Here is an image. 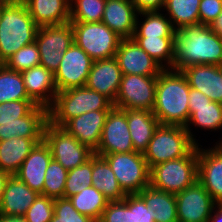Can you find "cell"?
Wrapping results in <instances>:
<instances>
[{
    "instance_id": "1",
    "label": "cell",
    "mask_w": 222,
    "mask_h": 222,
    "mask_svg": "<svg viewBox=\"0 0 222 222\" xmlns=\"http://www.w3.org/2000/svg\"><path fill=\"white\" fill-rule=\"evenodd\" d=\"M174 61L172 69L196 64L222 66V37L209 25H189L175 30Z\"/></svg>"
},
{
    "instance_id": "2",
    "label": "cell",
    "mask_w": 222,
    "mask_h": 222,
    "mask_svg": "<svg viewBox=\"0 0 222 222\" xmlns=\"http://www.w3.org/2000/svg\"><path fill=\"white\" fill-rule=\"evenodd\" d=\"M170 70L158 75L152 111L160 124L185 127L190 118V86L181 71Z\"/></svg>"
},
{
    "instance_id": "3",
    "label": "cell",
    "mask_w": 222,
    "mask_h": 222,
    "mask_svg": "<svg viewBox=\"0 0 222 222\" xmlns=\"http://www.w3.org/2000/svg\"><path fill=\"white\" fill-rule=\"evenodd\" d=\"M39 26L21 0H10L0 16V59L5 62L23 46L35 42Z\"/></svg>"
},
{
    "instance_id": "4",
    "label": "cell",
    "mask_w": 222,
    "mask_h": 222,
    "mask_svg": "<svg viewBox=\"0 0 222 222\" xmlns=\"http://www.w3.org/2000/svg\"><path fill=\"white\" fill-rule=\"evenodd\" d=\"M113 102L86 86L57 92L48 108V121L63 127L70 119L93 110H110Z\"/></svg>"
},
{
    "instance_id": "5",
    "label": "cell",
    "mask_w": 222,
    "mask_h": 222,
    "mask_svg": "<svg viewBox=\"0 0 222 222\" xmlns=\"http://www.w3.org/2000/svg\"><path fill=\"white\" fill-rule=\"evenodd\" d=\"M197 146L185 127L159 124L143 156L150 169L156 164L188 156Z\"/></svg>"
},
{
    "instance_id": "6",
    "label": "cell",
    "mask_w": 222,
    "mask_h": 222,
    "mask_svg": "<svg viewBox=\"0 0 222 222\" xmlns=\"http://www.w3.org/2000/svg\"><path fill=\"white\" fill-rule=\"evenodd\" d=\"M197 180L198 146L188 156L162 162L150 168L149 185L174 195Z\"/></svg>"
},
{
    "instance_id": "7",
    "label": "cell",
    "mask_w": 222,
    "mask_h": 222,
    "mask_svg": "<svg viewBox=\"0 0 222 222\" xmlns=\"http://www.w3.org/2000/svg\"><path fill=\"white\" fill-rule=\"evenodd\" d=\"M111 167L119 186L127 194H138L149 186L150 169L140 152L96 154Z\"/></svg>"
},
{
    "instance_id": "8",
    "label": "cell",
    "mask_w": 222,
    "mask_h": 222,
    "mask_svg": "<svg viewBox=\"0 0 222 222\" xmlns=\"http://www.w3.org/2000/svg\"><path fill=\"white\" fill-rule=\"evenodd\" d=\"M73 42L83 49L93 61L115 57L121 37L102 21L71 23Z\"/></svg>"
},
{
    "instance_id": "9",
    "label": "cell",
    "mask_w": 222,
    "mask_h": 222,
    "mask_svg": "<svg viewBox=\"0 0 222 222\" xmlns=\"http://www.w3.org/2000/svg\"><path fill=\"white\" fill-rule=\"evenodd\" d=\"M43 140L49 146L52 158L68 171L83 165L94 155L93 150L81 144L66 129L49 121L44 127Z\"/></svg>"
},
{
    "instance_id": "10",
    "label": "cell",
    "mask_w": 222,
    "mask_h": 222,
    "mask_svg": "<svg viewBox=\"0 0 222 222\" xmlns=\"http://www.w3.org/2000/svg\"><path fill=\"white\" fill-rule=\"evenodd\" d=\"M35 43L39 49L40 65L55 74L59 69L63 53L73 43L71 22L61 25L40 26Z\"/></svg>"
},
{
    "instance_id": "11",
    "label": "cell",
    "mask_w": 222,
    "mask_h": 222,
    "mask_svg": "<svg viewBox=\"0 0 222 222\" xmlns=\"http://www.w3.org/2000/svg\"><path fill=\"white\" fill-rule=\"evenodd\" d=\"M158 76L123 75L113 106L122 110H153Z\"/></svg>"
},
{
    "instance_id": "12",
    "label": "cell",
    "mask_w": 222,
    "mask_h": 222,
    "mask_svg": "<svg viewBox=\"0 0 222 222\" xmlns=\"http://www.w3.org/2000/svg\"><path fill=\"white\" fill-rule=\"evenodd\" d=\"M92 64V58L73 42L63 53L59 69L54 74L57 92L84 87Z\"/></svg>"
},
{
    "instance_id": "13",
    "label": "cell",
    "mask_w": 222,
    "mask_h": 222,
    "mask_svg": "<svg viewBox=\"0 0 222 222\" xmlns=\"http://www.w3.org/2000/svg\"><path fill=\"white\" fill-rule=\"evenodd\" d=\"M134 152L127 123L126 110L112 107L108 112L99 146L94 154Z\"/></svg>"
},
{
    "instance_id": "14",
    "label": "cell",
    "mask_w": 222,
    "mask_h": 222,
    "mask_svg": "<svg viewBox=\"0 0 222 222\" xmlns=\"http://www.w3.org/2000/svg\"><path fill=\"white\" fill-rule=\"evenodd\" d=\"M175 198L178 222H208L217 204L198 180Z\"/></svg>"
},
{
    "instance_id": "15",
    "label": "cell",
    "mask_w": 222,
    "mask_h": 222,
    "mask_svg": "<svg viewBox=\"0 0 222 222\" xmlns=\"http://www.w3.org/2000/svg\"><path fill=\"white\" fill-rule=\"evenodd\" d=\"M115 58L123 75L158 76L164 70L133 38L121 39Z\"/></svg>"
},
{
    "instance_id": "16",
    "label": "cell",
    "mask_w": 222,
    "mask_h": 222,
    "mask_svg": "<svg viewBox=\"0 0 222 222\" xmlns=\"http://www.w3.org/2000/svg\"><path fill=\"white\" fill-rule=\"evenodd\" d=\"M198 181L217 204H222V147L208 150L198 145Z\"/></svg>"
},
{
    "instance_id": "17",
    "label": "cell",
    "mask_w": 222,
    "mask_h": 222,
    "mask_svg": "<svg viewBox=\"0 0 222 222\" xmlns=\"http://www.w3.org/2000/svg\"><path fill=\"white\" fill-rule=\"evenodd\" d=\"M188 96L190 118L185 128L196 143L194 135L191 134V129H189V123L207 130L222 128V104L211 101L205 94L193 88H190Z\"/></svg>"
},
{
    "instance_id": "18",
    "label": "cell",
    "mask_w": 222,
    "mask_h": 222,
    "mask_svg": "<svg viewBox=\"0 0 222 222\" xmlns=\"http://www.w3.org/2000/svg\"><path fill=\"white\" fill-rule=\"evenodd\" d=\"M122 76L123 74L115 57L93 61L85 86L105 95L114 102Z\"/></svg>"
},
{
    "instance_id": "19",
    "label": "cell",
    "mask_w": 222,
    "mask_h": 222,
    "mask_svg": "<svg viewBox=\"0 0 222 222\" xmlns=\"http://www.w3.org/2000/svg\"><path fill=\"white\" fill-rule=\"evenodd\" d=\"M51 159L52 155L50 148L45 141L42 140L31 150L15 176L33 191L42 194L46 169Z\"/></svg>"
},
{
    "instance_id": "20",
    "label": "cell",
    "mask_w": 222,
    "mask_h": 222,
    "mask_svg": "<svg viewBox=\"0 0 222 222\" xmlns=\"http://www.w3.org/2000/svg\"><path fill=\"white\" fill-rule=\"evenodd\" d=\"M190 88L205 94L211 101L222 104V66L196 64L181 70Z\"/></svg>"
},
{
    "instance_id": "21",
    "label": "cell",
    "mask_w": 222,
    "mask_h": 222,
    "mask_svg": "<svg viewBox=\"0 0 222 222\" xmlns=\"http://www.w3.org/2000/svg\"><path fill=\"white\" fill-rule=\"evenodd\" d=\"M110 110H93L70 119L63 128L72 134L81 144L94 152L97 150L104 127L105 119Z\"/></svg>"
},
{
    "instance_id": "22",
    "label": "cell",
    "mask_w": 222,
    "mask_h": 222,
    "mask_svg": "<svg viewBox=\"0 0 222 222\" xmlns=\"http://www.w3.org/2000/svg\"><path fill=\"white\" fill-rule=\"evenodd\" d=\"M21 74L28 97L36 105L48 109L53 104L57 94L54 74L42 65L32 67L21 72Z\"/></svg>"
},
{
    "instance_id": "23",
    "label": "cell",
    "mask_w": 222,
    "mask_h": 222,
    "mask_svg": "<svg viewBox=\"0 0 222 222\" xmlns=\"http://www.w3.org/2000/svg\"><path fill=\"white\" fill-rule=\"evenodd\" d=\"M137 14L130 0H106L102 22L122 39L132 38Z\"/></svg>"
},
{
    "instance_id": "24",
    "label": "cell",
    "mask_w": 222,
    "mask_h": 222,
    "mask_svg": "<svg viewBox=\"0 0 222 222\" xmlns=\"http://www.w3.org/2000/svg\"><path fill=\"white\" fill-rule=\"evenodd\" d=\"M48 122V109L36 105L26 116L16 123L0 124V141L13 137L43 138L44 127Z\"/></svg>"
},
{
    "instance_id": "25",
    "label": "cell",
    "mask_w": 222,
    "mask_h": 222,
    "mask_svg": "<svg viewBox=\"0 0 222 222\" xmlns=\"http://www.w3.org/2000/svg\"><path fill=\"white\" fill-rule=\"evenodd\" d=\"M38 195L15 175L9 176L0 202V214L24 216Z\"/></svg>"
},
{
    "instance_id": "26",
    "label": "cell",
    "mask_w": 222,
    "mask_h": 222,
    "mask_svg": "<svg viewBox=\"0 0 222 222\" xmlns=\"http://www.w3.org/2000/svg\"><path fill=\"white\" fill-rule=\"evenodd\" d=\"M34 22L40 26L70 22V0H21Z\"/></svg>"
},
{
    "instance_id": "27",
    "label": "cell",
    "mask_w": 222,
    "mask_h": 222,
    "mask_svg": "<svg viewBox=\"0 0 222 222\" xmlns=\"http://www.w3.org/2000/svg\"><path fill=\"white\" fill-rule=\"evenodd\" d=\"M43 138L13 137L0 141V170L15 175L31 150Z\"/></svg>"
},
{
    "instance_id": "28",
    "label": "cell",
    "mask_w": 222,
    "mask_h": 222,
    "mask_svg": "<svg viewBox=\"0 0 222 222\" xmlns=\"http://www.w3.org/2000/svg\"><path fill=\"white\" fill-rule=\"evenodd\" d=\"M126 116L134 151L144 153L160 123L149 110L127 109Z\"/></svg>"
},
{
    "instance_id": "29",
    "label": "cell",
    "mask_w": 222,
    "mask_h": 222,
    "mask_svg": "<svg viewBox=\"0 0 222 222\" xmlns=\"http://www.w3.org/2000/svg\"><path fill=\"white\" fill-rule=\"evenodd\" d=\"M91 179L93 186L109 201H121L126 197L114 172L102 156L96 154L92 156Z\"/></svg>"
},
{
    "instance_id": "30",
    "label": "cell",
    "mask_w": 222,
    "mask_h": 222,
    "mask_svg": "<svg viewBox=\"0 0 222 222\" xmlns=\"http://www.w3.org/2000/svg\"><path fill=\"white\" fill-rule=\"evenodd\" d=\"M146 205L154 211L155 222H178L177 203L174 194L147 186L138 193Z\"/></svg>"
},
{
    "instance_id": "31",
    "label": "cell",
    "mask_w": 222,
    "mask_h": 222,
    "mask_svg": "<svg viewBox=\"0 0 222 222\" xmlns=\"http://www.w3.org/2000/svg\"><path fill=\"white\" fill-rule=\"evenodd\" d=\"M68 198L79 213L88 216L95 222L101 219L103 210L109 203L104 194L94 186H88L83 191Z\"/></svg>"
},
{
    "instance_id": "32",
    "label": "cell",
    "mask_w": 222,
    "mask_h": 222,
    "mask_svg": "<svg viewBox=\"0 0 222 222\" xmlns=\"http://www.w3.org/2000/svg\"><path fill=\"white\" fill-rule=\"evenodd\" d=\"M163 69H172L175 37H132ZM168 65L162 64V61ZM166 65V67H165Z\"/></svg>"
},
{
    "instance_id": "33",
    "label": "cell",
    "mask_w": 222,
    "mask_h": 222,
    "mask_svg": "<svg viewBox=\"0 0 222 222\" xmlns=\"http://www.w3.org/2000/svg\"><path fill=\"white\" fill-rule=\"evenodd\" d=\"M201 0H166L164 9L175 30L184 26L199 24V5ZM173 20V22H172Z\"/></svg>"
},
{
    "instance_id": "34",
    "label": "cell",
    "mask_w": 222,
    "mask_h": 222,
    "mask_svg": "<svg viewBox=\"0 0 222 222\" xmlns=\"http://www.w3.org/2000/svg\"><path fill=\"white\" fill-rule=\"evenodd\" d=\"M146 17L142 24L136 20L133 37H175L174 25L169 18L163 16L159 11L141 12L138 15ZM141 25V26H138Z\"/></svg>"
},
{
    "instance_id": "35",
    "label": "cell",
    "mask_w": 222,
    "mask_h": 222,
    "mask_svg": "<svg viewBox=\"0 0 222 222\" xmlns=\"http://www.w3.org/2000/svg\"><path fill=\"white\" fill-rule=\"evenodd\" d=\"M23 99L30 98L22 74L3 65L0 68V103Z\"/></svg>"
},
{
    "instance_id": "36",
    "label": "cell",
    "mask_w": 222,
    "mask_h": 222,
    "mask_svg": "<svg viewBox=\"0 0 222 222\" xmlns=\"http://www.w3.org/2000/svg\"><path fill=\"white\" fill-rule=\"evenodd\" d=\"M73 1L74 6L72 5ZM105 5L106 0H70V22H101Z\"/></svg>"
},
{
    "instance_id": "37",
    "label": "cell",
    "mask_w": 222,
    "mask_h": 222,
    "mask_svg": "<svg viewBox=\"0 0 222 222\" xmlns=\"http://www.w3.org/2000/svg\"><path fill=\"white\" fill-rule=\"evenodd\" d=\"M67 176L68 170L52 158L46 169L42 195L53 199L64 197Z\"/></svg>"
},
{
    "instance_id": "38",
    "label": "cell",
    "mask_w": 222,
    "mask_h": 222,
    "mask_svg": "<svg viewBox=\"0 0 222 222\" xmlns=\"http://www.w3.org/2000/svg\"><path fill=\"white\" fill-rule=\"evenodd\" d=\"M91 174L92 157L83 165L69 170L64 188V198L76 195L88 186H93Z\"/></svg>"
},
{
    "instance_id": "39",
    "label": "cell",
    "mask_w": 222,
    "mask_h": 222,
    "mask_svg": "<svg viewBox=\"0 0 222 222\" xmlns=\"http://www.w3.org/2000/svg\"><path fill=\"white\" fill-rule=\"evenodd\" d=\"M4 65L14 71L23 72L32 67L40 65V54L35 42L23 46L16 53L12 54Z\"/></svg>"
},
{
    "instance_id": "40",
    "label": "cell",
    "mask_w": 222,
    "mask_h": 222,
    "mask_svg": "<svg viewBox=\"0 0 222 222\" xmlns=\"http://www.w3.org/2000/svg\"><path fill=\"white\" fill-rule=\"evenodd\" d=\"M36 104L31 99L0 103V124L16 123L26 116Z\"/></svg>"
},
{
    "instance_id": "41",
    "label": "cell",
    "mask_w": 222,
    "mask_h": 222,
    "mask_svg": "<svg viewBox=\"0 0 222 222\" xmlns=\"http://www.w3.org/2000/svg\"><path fill=\"white\" fill-rule=\"evenodd\" d=\"M50 222H95L93 219L79 213L69 198L54 199V214Z\"/></svg>"
},
{
    "instance_id": "42",
    "label": "cell",
    "mask_w": 222,
    "mask_h": 222,
    "mask_svg": "<svg viewBox=\"0 0 222 222\" xmlns=\"http://www.w3.org/2000/svg\"><path fill=\"white\" fill-rule=\"evenodd\" d=\"M54 214V199L39 194L24 215L27 222H50Z\"/></svg>"
},
{
    "instance_id": "43",
    "label": "cell",
    "mask_w": 222,
    "mask_h": 222,
    "mask_svg": "<svg viewBox=\"0 0 222 222\" xmlns=\"http://www.w3.org/2000/svg\"><path fill=\"white\" fill-rule=\"evenodd\" d=\"M123 201L129 207V222H155L154 211L139 194H127Z\"/></svg>"
},
{
    "instance_id": "44",
    "label": "cell",
    "mask_w": 222,
    "mask_h": 222,
    "mask_svg": "<svg viewBox=\"0 0 222 222\" xmlns=\"http://www.w3.org/2000/svg\"><path fill=\"white\" fill-rule=\"evenodd\" d=\"M98 222H129V207L121 201H109Z\"/></svg>"
},
{
    "instance_id": "45",
    "label": "cell",
    "mask_w": 222,
    "mask_h": 222,
    "mask_svg": "<svg viewBox=\"0 0 222 222\" xmlns=\"http://www.w3.org/2000/svg\"><path fill=\"white\" fill-rule=\"evenodd\" d=\"M222 12V0H201L199 5V24L211 25Z\"/></svg>"
},
{
    "instance_id": "46",
    "label": "cell",
    "mask_w": 222,
    "mask_h": 222,
    "mask_svg": "<svg viewBox=\"0 0 222 222\" xmlns=\"http://www.w3.org/2000/svg\"><path fill=\"white\" fill-rule=\"evenodd\" d=\"M138 13L160 11L166 0H130Z\"/></svg>"
},
{
    "instance_id": "47",
    "label": "cell",
    "mask_w": 222,
    "mask_h": 222,
    "mask_svg": "<svg viewBox=\"0 0 222 222\" xmlns=\"http://www.w3.org/2000/svg\"><path fill=\"white\" fill-rule=\"evenodd\" d=\"M0 222H27L25 216L0 214Z\"/></svg>"
},
{
    "instance_id": "48",
    "label": "cell",
    "mask_w": 222,
    "mask_h": 222,
    "mask_svg": "<svg viewBox=\"0 0 222 222\" xmlns=\"http://www.w3.org/2000/svg\"><path fill=\"white\" fill-rule=\"evenodd\" d=\"M211 29L222 37V12L210 25Z\"/></svg>"
},
{
    "instance_id": "49",
    "label": "cell",
    "mask_w": 222,
    "mask_h": 222,
    "mask_svg": "<svg viewBox=\"0 0 222 222\" xmlns=\"http://www.w3.org/2000/svg\"><path fill=\"white\" fill-rule=\"evenodd\" d=\"M215 208H218L215 210L217 212L212 211L214 216L211 214L208 222H222V204H216Z\"/></svg>"
},
{
    "instance_id": "50",
    "label": "cell",
    "mask_w": 222,
    "mask_h": 222,
    "mask_svg": "<svg viewBox=\"0 0 222 222\" xmlns=\"http://www.w3.org/2000/svg\"><path fill=\"white\" fill-rule=\"evenodd\" d=\"M9 176H10L9 174L0 170V202H1V199H2V195H3V192H4L6 181L9 178Z\"/></svg>"
},
{
    "instance_id": "51",
    "label": "cell",
    "mask_w": 222,
    "mask_h": 222,
    "mask_svg": "<svg viewBox=\"0 0 222 222\" xmlns=\"http://www.w3.org/2000/svg\"><path fill=\"white\" fill-rule=\"evenodd\" d=\"M9 1L10 0H0V16H1L2 9Z\"/></svg>"
},
{
    "instance_id": "52",
    "label": "cell",
    "mask_w": 222,
    "mask_h": 222,
    "mask_svg": "<svg viewBox=\"0 0 222 222\" xmlns=\"http://www.w3.org/2000/svg\"><path fill=\"white\" fill-rule=\"evenodd\" d=\"M4 65V62L0 59V68Z\"/></svg>"
},
{
    "instance_id": "53",
    "label": "cell",
    "mask_w": 222,
    "mask_h": 222,
    "mask_svg": "<svg viewBox=\"0 0 222 222\" xmlns=\"http://www.w3.org/2000/svg\"><path fill=\"white\" fill-rule=\"evenodd\" d=\"M220 143H218V145L220 146V147H222V141H219Z\"/></svg>"
}]
</instances>
